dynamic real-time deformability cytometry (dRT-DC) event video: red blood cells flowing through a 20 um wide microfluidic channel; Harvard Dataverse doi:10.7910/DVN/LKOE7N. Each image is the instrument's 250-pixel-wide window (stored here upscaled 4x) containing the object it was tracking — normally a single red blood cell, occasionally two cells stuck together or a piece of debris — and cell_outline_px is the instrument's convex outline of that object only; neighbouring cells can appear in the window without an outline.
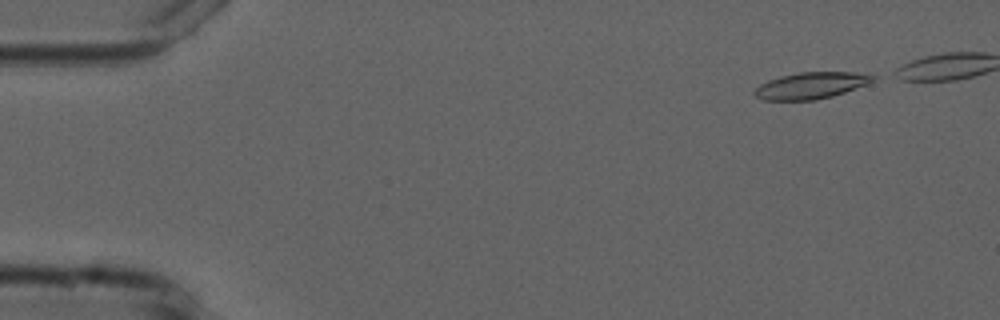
{"species": "common noctule bat (a hibernating species)", "species_latin": "Nyctalus noctula", "temperature_condition": "cold", "stored_images_in_passage": 5, "camera_frame_rate_fps": 3000, "um_per_image_px": 0.085, "animal": {"sex": "male", "forearm_length_mm": 52.5}, "frame": {"image": 1, "passage_image": 1, "time_ms": 0.0, "image_size_px": [1000, 320], "cell_outline_px": [[876, 80], [844, 92], [832, 96], [816, 100], [764, 100], [756, 96], [752, 92], [760, 84], [768, 80], [780, 76], [800, 72], [852, 72], [876, 76]], "centroid_in_image_um": [68.9, 7.27], "position_along_channel_um": 16.1, "area_um2": 18.15}}